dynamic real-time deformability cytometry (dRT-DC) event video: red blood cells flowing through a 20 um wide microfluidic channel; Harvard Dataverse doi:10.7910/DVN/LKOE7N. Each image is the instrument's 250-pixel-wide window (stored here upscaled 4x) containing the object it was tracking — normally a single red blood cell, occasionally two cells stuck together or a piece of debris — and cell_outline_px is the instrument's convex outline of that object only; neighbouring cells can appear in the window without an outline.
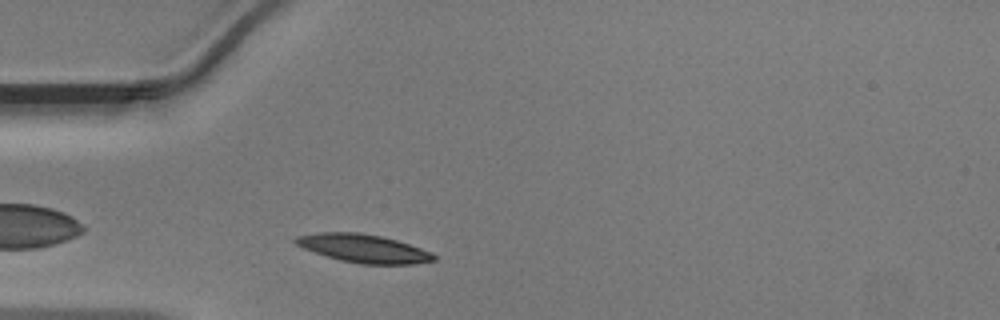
{"species": "Egyptian fruit bat (a non-hibernating species)", "species_latin": "Rousettus aegyptiacus", "temperature_condition": "warm", "stored_images_in_passage": 29, "camera_frame_rate_fps": 3000, "um_per_image_px": 0.085, "animal": {"sex": "male"}, "frame": {"image": 1, "passage_image": 3, "time_ms": 0.667, "image_size_px": [1000, 320], "cell_outline_px": [[436, 260], [412, 264], [360, 264], [340, 260], [304, 248], [296, 244], [292, 240], [296, 236], [320, 232], [356, 232], [380, 236], [396, 240], [432, 252], [436, 256]], "centroid_in_image_um": [30.9, 21.11], "position_along_channel_um": 54.1, "area_um2": 22.54}}
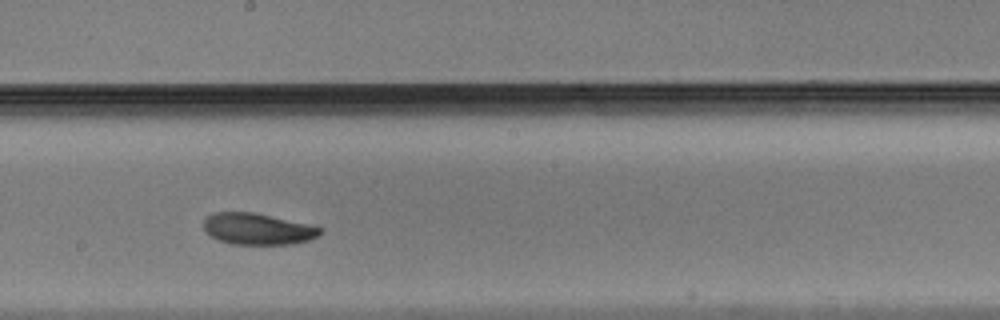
{"frame": {"image": 2, "passage_image": 16, "time_ms": 5.0, "image_size_px": [1000, 320], "cell_outline_px": [[324, 232], [320, 236], [308, 240], [292, 244], [232, 244], [220, 240], [212, 236], [204, 228], [204, 220], [212, 212], [252, 212], [312, 224], [320, 228]], "centroid_in_image_um": [21.96, 19.45], "position_along_channel_um": 226.2, "area_um2": 21.33}}
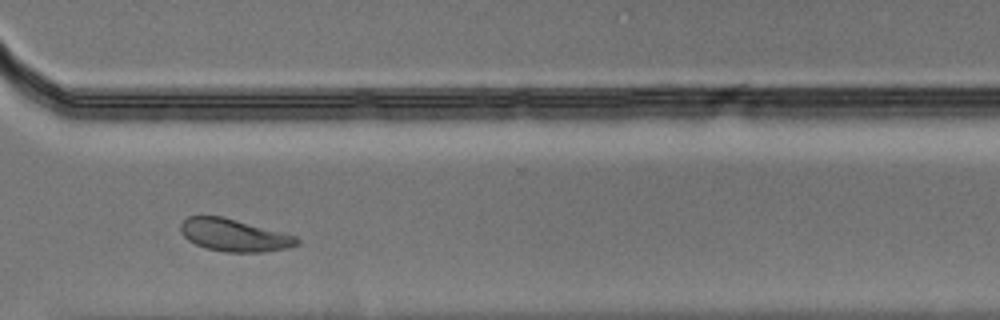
{"frame": {"image": 3, "passage_image": 25, "time_ms": 8.0, "image_size_px": [1000, 320], "cell_outline_px": [[300, 244], [288, 248], [264, 252], [224, 252], [208, 248], [196, 244], [188, 240], [180, 232], [180, 224], [188, 216], [220, 216], [296, 236], [300, 240]], "centroid_in_image_um": [19.9, 20.0], "position_along_channel_um": 350.7, "area_um2": 21.73}}